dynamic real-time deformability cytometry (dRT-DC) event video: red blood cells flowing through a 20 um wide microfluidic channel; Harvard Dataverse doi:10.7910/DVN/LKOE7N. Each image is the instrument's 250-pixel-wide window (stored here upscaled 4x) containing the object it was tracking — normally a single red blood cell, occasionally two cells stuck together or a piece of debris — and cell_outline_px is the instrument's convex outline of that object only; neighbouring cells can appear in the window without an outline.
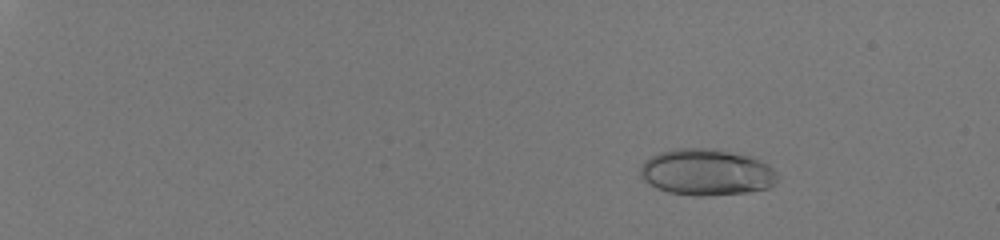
{"species": "human", "species_latin": "Homo sapiens", "temperature_condition": "room temperature", "stored_images_in_passage": 47, "camera_frame_rate_fps": 3000, "um_per_image_px": 0.085, "donor": {"sex": "male"}, "frame": {"image": 1, "passage_image": 1, "time_ms": 0.0, "image_size_px": [1000, 240], "cell_outline_px": [[776, 184], [768, 188], [748, 192], [704, 196], [696, 196], [668, 192], [656, 188], [648, 184], [640, 176], [640, 168], [644, 160], [660, 152], [676, 148], [716, 148], [752, 156], [768, 164], [776, 172]], "centroid_in_image_um": [60.05, 14.63], "position_along_channel_um": 24.9, "area_um2": 37.45}}
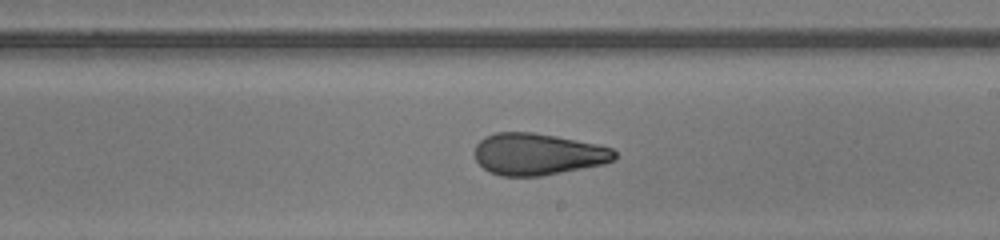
{"frame": {"image": 2, "passage_image": 30, "time_ms": 9.667, "image_size_px": [1000, 240], "cell_outline_px": [[616, 156], [612, 160], [604, 164], [540, 176], [500, 176], [488, 172], [476, 160], [476, 144], [484, 136], [496, 132], [532, 132], [556, 136], [596, 144], [612, 148], [616, 152]], "centroid_in_image_um": [45.69, 13.1], "position_along_channel_um": 243.3, "area_um2": 33.93}}
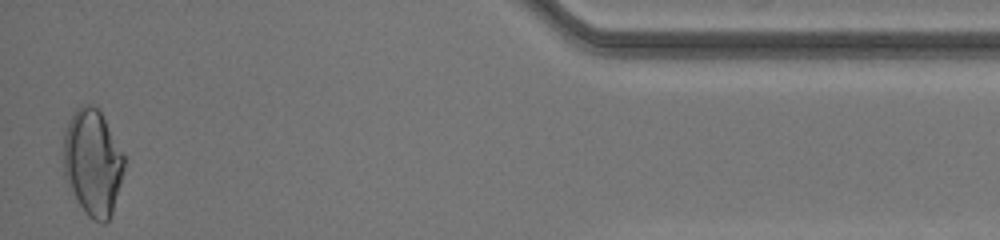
{"frame": {"image": 3, "passage_image": 47, "time_ms": 15.333, "image_size_px": [1000, 240], "cell_outline_px": [[124, 168], [120, 184], [112, 212], [108, 220], [104, 224], [100, 224], [92, 220], [84, 212], [64, 176], [64, 132], [72, 112], [80, 104], [92, 104], [100, 108], [124, 152]], "centroid_in_image_um": [7.89, 13.75], "position_along_channel_um": 427.3, "area_um2": 38.03}, "authors_computed_cell_mechanics": {"area_um2": 35.0268, "velocity_mm_per_s": 4.1093, "shape_relaxation_time_tau1_ms": null, "shape_relaxation_time_tau2_ms": 1.2884, "deformation_change_tau1": null, "deformation_change_tau2": 0.0887}}